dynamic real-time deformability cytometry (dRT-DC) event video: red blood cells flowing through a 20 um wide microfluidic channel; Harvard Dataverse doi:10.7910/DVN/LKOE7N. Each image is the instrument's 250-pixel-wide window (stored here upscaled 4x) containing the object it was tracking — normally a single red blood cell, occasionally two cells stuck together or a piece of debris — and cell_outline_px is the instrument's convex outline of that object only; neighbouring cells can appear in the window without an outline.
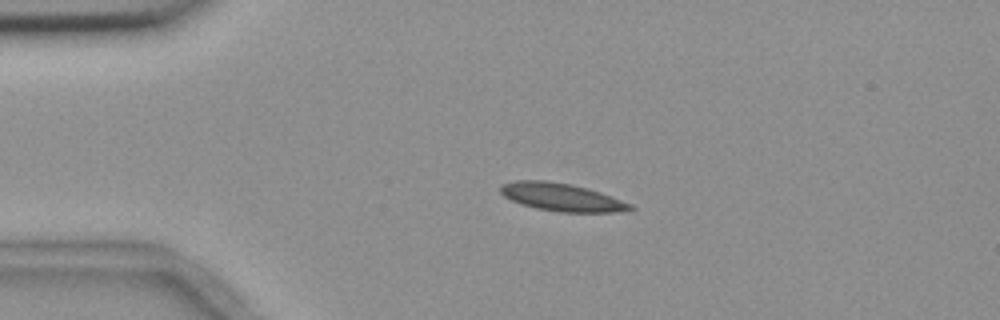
{"species": "common noctule bat (a hibernating species)", "species_latin": "Nyctalus noctula", "temperature_condition": "room temperature", "stored_images_in_passage": 4, "camera_frame_rate_fps": 3000, "um_per_image_px": 0.085, "animal": {"sex": "female", "body_mass_g": 18.4}, "frame": {"image": 1, "passage_image": 3, "time_ms": 2.667, "image_size_px": [1000, 320], "cell_outline_px": [[636, 208], [628, 212], [560, 212], [536, 208], [520, 204], [504, 196], [500, 192], [500, 184], [516, 180], [548, 180], [572, 184], [600, 192], [632, 204]], "centroid_in_image_um": [47.75, 16.76], "position_along_channel_um": 37.2, "area_um2": 21.27}}